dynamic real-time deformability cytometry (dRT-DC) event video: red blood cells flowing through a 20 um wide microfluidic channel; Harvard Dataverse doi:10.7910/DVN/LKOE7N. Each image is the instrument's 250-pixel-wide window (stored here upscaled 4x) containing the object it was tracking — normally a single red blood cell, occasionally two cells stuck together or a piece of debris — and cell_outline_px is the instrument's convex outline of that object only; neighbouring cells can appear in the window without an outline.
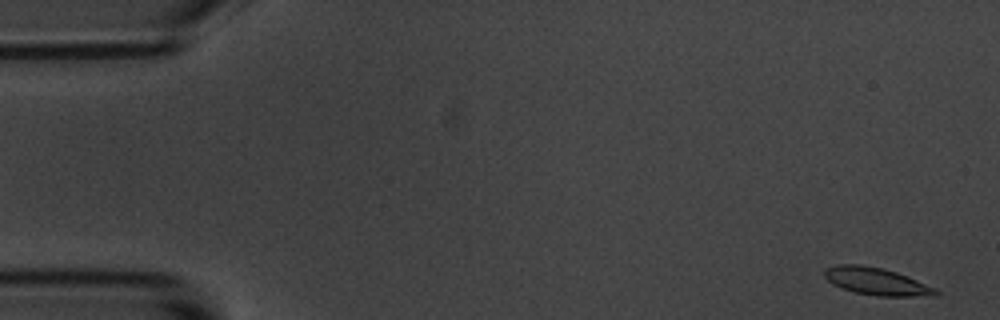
{"species": "common noctule bat (a hibernating species)", "species_latin": "Nyctalus noctula", "temperature_condition": "room temperature", "stored_images_in_passage": 57, "camera_frame_rate_fps": 3000, "um_per_image_px": 0.085, "animal": {"sex": "male", "body_mass_g": 20.1, "forearm_length_mm": 53.5}, "frame": {"image": 1, "passage_image": 1, "time_ms": 0.0, "image_size_px": [1000, 320], "cell_outline_px": [[940, 292], [936, 296], [876, 296], [856, 292], [840, 288], [832, 284], [824, 276], [824, 268], [836, 264], [864, 264], [896, 272], [908, 276], [936, 288]], "centroid_in_image_um": [74.49, 23.91], "position_along_channel_um": 10.5, "area_um2": 17.92}}
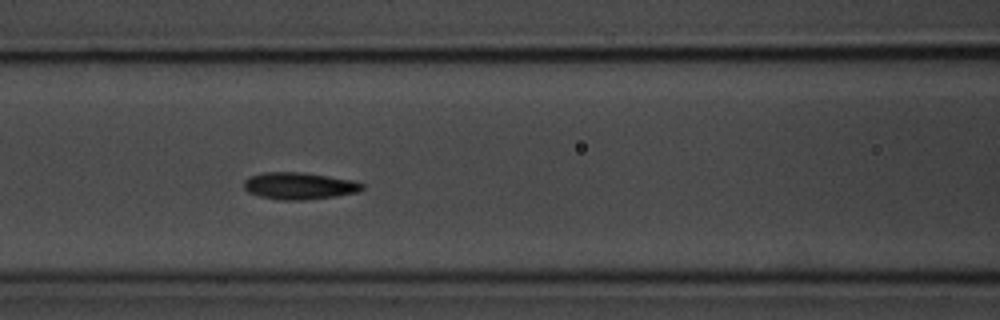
{"frame": {"image": 2, "passage_image": 23, "time_ms": 7.333, "image_size_px": [1000, 320], "cell_outline_px": [[364, 188], [356, 192], [336, 196], [304, 200], [280, 200], [260, 196], [248, 192], [244, 188], [244, 180], [248, 176], [264, 172], [300, 172], [356, 180], [364, 184]], "centroid_in_image_um": [25.43, 15.79], "position_along_channel_um": 141.2, "area_um2": 18.67}}
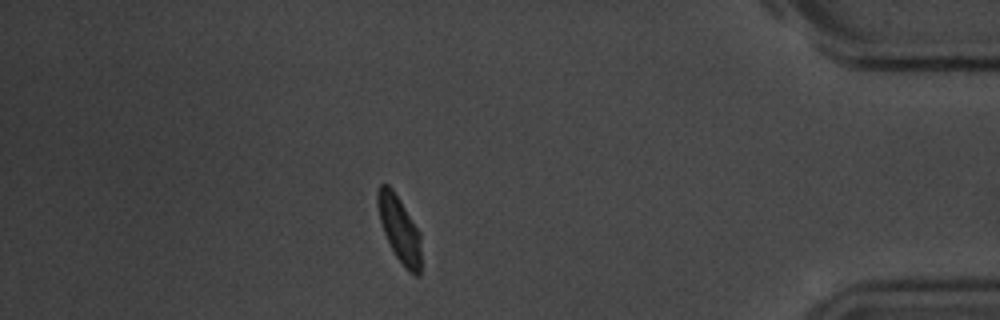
{"frame": {"image": 3, "passage_image": 49, "time_ms": 16.0, "image_size_px": [1000, 320], "cell_outline_px": [[420, 276], [416, 276], [408, 272], [404, 268], [396, 256], [384, 232], [380, 220], [376, 200], [376, 192], [380, 184], [388, 184], [392, 188], [400, 200], [420, 232]], "centroid_in_image_um": [33.94, 19.47], "position_along_channel_um": 401.3, "area_um2": 16.65}, "authors_computed_cell_mechanics": {"area_um2": 17.7446, "velocity_mm_per_s": 3.4793, "shape_relaxation_time_tau1_ms": 2.6966, "shape_relaxation_time_tau2_ms": 2.4033, "deformation_change_tau1": 0.1226, "deformation_change_tau2": 0.0467}}